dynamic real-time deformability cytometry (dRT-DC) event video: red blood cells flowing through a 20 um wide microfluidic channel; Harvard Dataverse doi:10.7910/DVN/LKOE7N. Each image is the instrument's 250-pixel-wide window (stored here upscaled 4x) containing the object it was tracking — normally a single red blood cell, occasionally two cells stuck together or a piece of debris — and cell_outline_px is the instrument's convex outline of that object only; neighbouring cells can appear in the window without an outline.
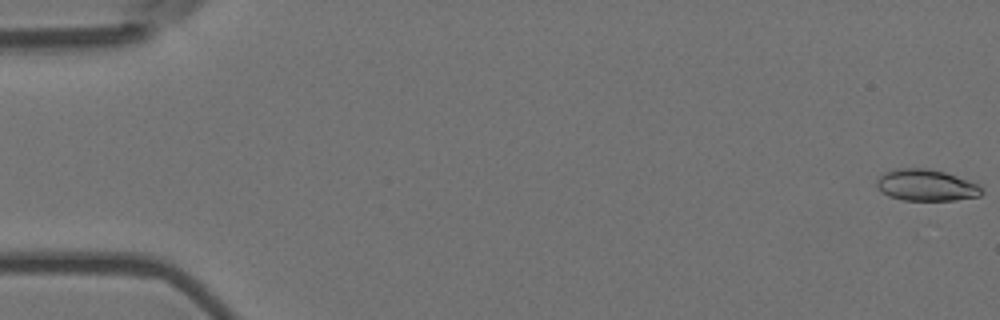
{"species": "Egyptian fruit bat (a non-hibernating species)", "species_latin": "Rousettus aegyptiacus", "temperature_condition": "room temperature", "stored_images_in_passage": 56, "camera_frame_rate_fps": 3000, "um_per_image_px": 0.085, "animal": {"sex": "female"}, "frame": {"image": 1, "passage_image": 1, "time_ms": 0.0, "image_size_px": [1000, 320], "cell_outline_px": [[984, 192], [980, 196], [956, 200], [904, 200], [888, 196], [876, 188], [876, 180], [884, 172], [900, 168], [928, 168], [944, 172], [980, 184], [984, 188]], "centroid_in_image_um": [78.74, 15.74], "position_along_channel_um": 6.3, "area_um2": 19.48}}
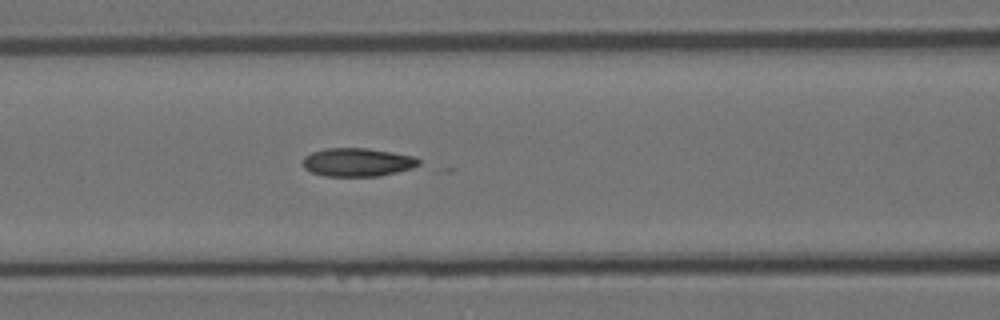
{"frame": {"image": 2, "passage_image": 24, "time_ms": 7.667, "image_size_px": [1000, 320], "cell_outline_px": [[436, 172], [380, 176], [324, 176], [312, 172], [304, 168], [304, 156], [312, 152], [324, 148], [368, 148], [416, 156]], "centroid_in_image_um": [30.84, 13.84], "position_along_channel_um": 135.8, "area_um2": 21.15}}
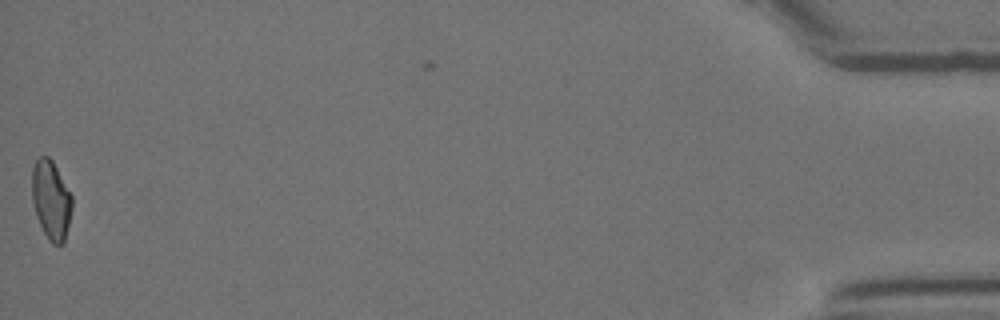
{"frame": {"image": 3, "passage_image": 56, "time_ms": 18.333, "image_size_px": [1000, 320], "cell_outline_px": [[72, 208], [64, 244], [52, 244], [48, 240], [36, 216], [32, 200], [32, 168], [36, 160], [40, 156], [48, 156], [52, 160], [72, 196]], "centroid_in_image_um": [4.34, 17.0], "position_along_channel_um": 430.9, "area_um2": 18.38}}